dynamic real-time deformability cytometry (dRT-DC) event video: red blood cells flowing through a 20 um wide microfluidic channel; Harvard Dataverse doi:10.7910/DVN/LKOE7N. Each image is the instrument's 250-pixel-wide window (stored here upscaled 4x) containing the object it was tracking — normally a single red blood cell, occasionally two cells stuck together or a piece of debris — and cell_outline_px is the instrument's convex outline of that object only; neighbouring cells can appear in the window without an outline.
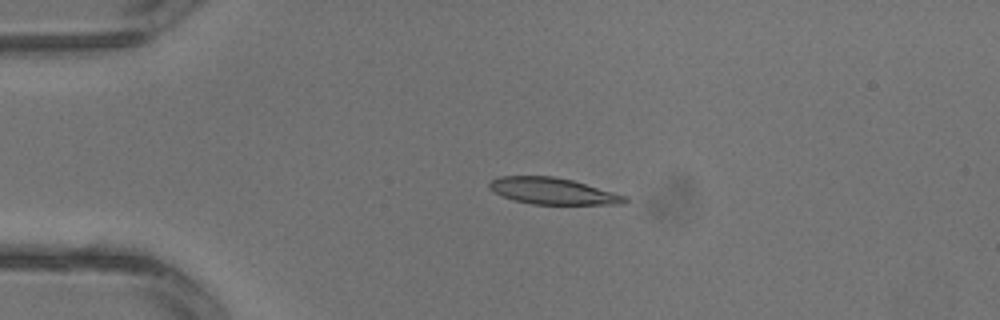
{"species": "common noctule bat (a hibernating species)", "species_latin": "Nyctalus noctula", "temperature_condition": "warm", "stored_images_in_passage": 2, "camera_frame_rate_fps": 3000, "um_per_image_px": 0.085, "animal": {"sex": "male", "body_mass_g": 13.3}, "frame": {"image": 1, "passage_image": 2, "time_ms": 0.333, "image_size_px": [1000, 320], "cell_outline_px": [[628, 200], [624, 204], [532, 204], [516, 200], [504, 196], [488, 188], [488, 184], [492, 180], [500, 176], [552, 176], [572, 180], [628, 196]], "centroid_in_image_um": [47.02, 16.24], "position_along_channel_um": 38.0, "area_um2": 20.69}}